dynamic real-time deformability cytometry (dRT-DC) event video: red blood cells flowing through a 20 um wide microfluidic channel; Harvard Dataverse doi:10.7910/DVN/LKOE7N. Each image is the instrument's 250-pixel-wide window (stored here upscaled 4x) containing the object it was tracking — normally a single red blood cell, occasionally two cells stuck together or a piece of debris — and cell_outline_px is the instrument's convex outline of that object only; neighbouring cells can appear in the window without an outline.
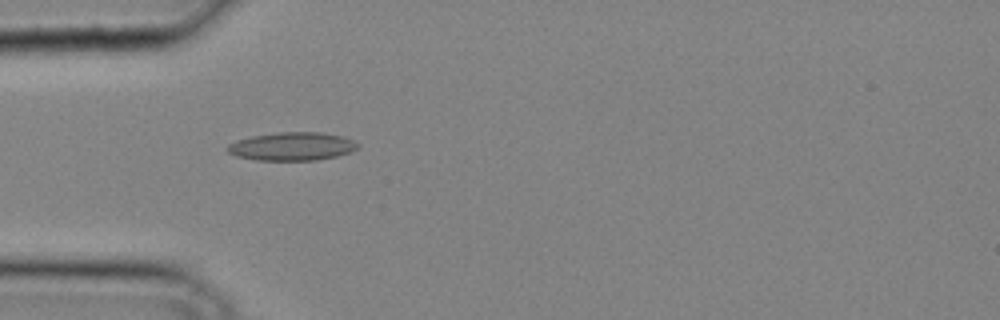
{"species": "common noctule bat (a hibernating species)", "species_latin": "Nyctalus noctula", "temperature_condition": "cold", "stored_images_in_passage": 34, "camera_frame_rate_fps": 3000, "um_per_image_px": 0.085, "animal": {"sex": "male", "body_mass_g": 20.4}, "frame": {"image": 1, "passage_image": 11, "time_ms": 3.333, "image_size_px": [1000, 320], "cell_outline_px": [[360, 148], [352, 152], [336, 156], [316, 160], [256, 160], [236, 156], [228, 152], [224, 148], [228, 144], [236, 140], [252, 136], [276, 132], [320, 132], [344, 136], [360, 144]], "centroid_in_image_um": [24.84, 12.44], "position_along_channel_um": 60.2, "area_um2": 21.73}}
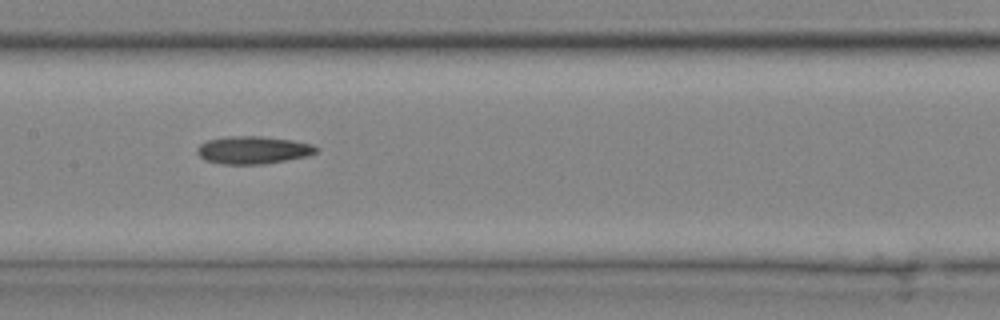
{"frame": {"image": 2, "passage_image": 18, "time_ms": 5.667, "image_size_px": [1000, 320], "cell_outline_px": [[320, 148], [316, 152], [308, 156], [264, 164], [224, 164], [204, 160], [196, 152], [196, 148], [200, 144], [208, 140], [228, 136], [260, 136], [292, 140], [312, 144]], "centroid_in_image_um": [21.51, 12.75], "position_along_channel_um": 185.9, "area_um2": 19.25}}
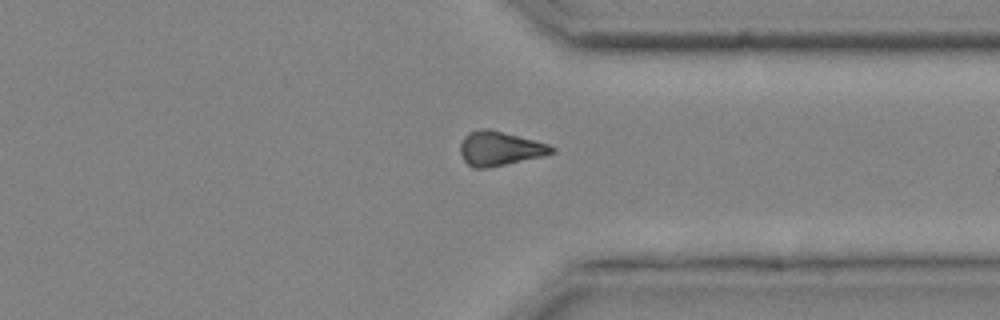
{"frame": {"image": 3, "passage_image": 28, "time_ms": 9.0, "image_size_px": [1000, 320], "cell_outline_px": [[556, 152], [544, 156], [488, 168], [472, 168], [464, 160], [460, 152], [460, 144], [464, 136], [468, 132], [484, 128], [488, 128], [536, 140], [548, 144], [556, 148]], "centroid_in_image_um": [42.49, 12.62], "position_along_channel_um": 368.9, "area_um2": 18.44}}